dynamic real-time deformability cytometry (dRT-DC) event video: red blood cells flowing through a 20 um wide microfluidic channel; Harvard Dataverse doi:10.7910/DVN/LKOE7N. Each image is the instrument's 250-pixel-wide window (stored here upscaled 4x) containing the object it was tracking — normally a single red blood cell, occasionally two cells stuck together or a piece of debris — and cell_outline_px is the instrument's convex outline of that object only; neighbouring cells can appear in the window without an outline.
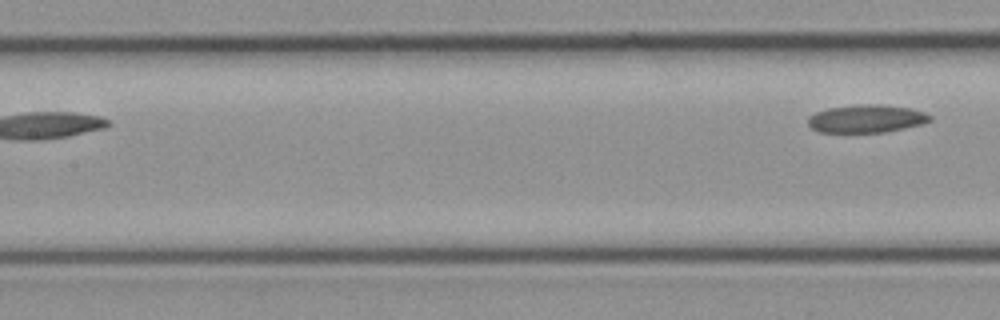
{"species": "common noctule bat (a hibernating species)", "species_latin": "Nyctalus noctula", "temperature_condition": "cold", "stored_images_in_passage": 8, "segment_of_instrument_passage": [2, 2], "camera_frame_rate_fps": 3000, "um_per_image_px": 0.085, "animal": {"sex": "female", "body_mass_g": 21.9}, "frame": {"image": 1, "passage_image": 8, "time_ms": 2.333, "image_size_px": [1000, 320], "cell_outline_px": [[932, 120], [924, 124], [884, 132], [816, 132], [808, 124], [808, 116], [816, 112], [828, 108], [864, 104], [880, 104], [908, 108], [924, 112], [932, 116]], "centroid_in_image_um": [73.65, 10.09], "position_along_channel_um": 133.8, "area_um2": 19.83}}